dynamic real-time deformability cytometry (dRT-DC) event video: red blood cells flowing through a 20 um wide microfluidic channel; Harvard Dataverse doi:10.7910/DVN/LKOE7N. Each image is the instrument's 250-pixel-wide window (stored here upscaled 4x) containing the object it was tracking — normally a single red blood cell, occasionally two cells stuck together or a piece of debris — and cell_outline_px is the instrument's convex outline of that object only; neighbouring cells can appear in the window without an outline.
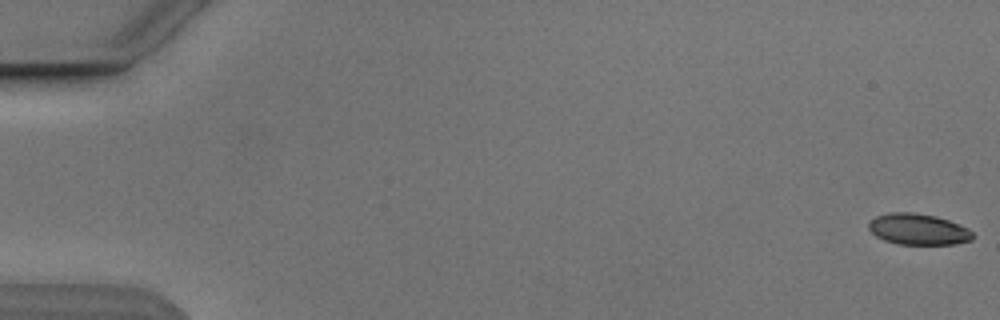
{"species": "Egyptian fruit bat (a non-hibernating species)", "species_latin": "Rousettus aegyptiacus", "temperature_condition": "cold", "stored_images_in_passage": 7, "camera_frame_rate_fps": 3000, "um_per_image_px": 0.085, "animal": {"sex": "male"}, "frame": {"image": 1, "passage_image": 1, "time_ms": 0.0, "image_size_px": [1000, 320], "cell_outline_px": [[976, 236], [972, 240], [956, 244], [896, 244], [884, 240], [876, 236], [868, 228], [868, 224], [876, 216], [888, 212], [912, 212], [936, 216], [960, 224], [968, 228]], "centroid_in_image_um": [78.07, 19.49], "position_along_channel_um": 6.9, "area_um2": 19.02}}
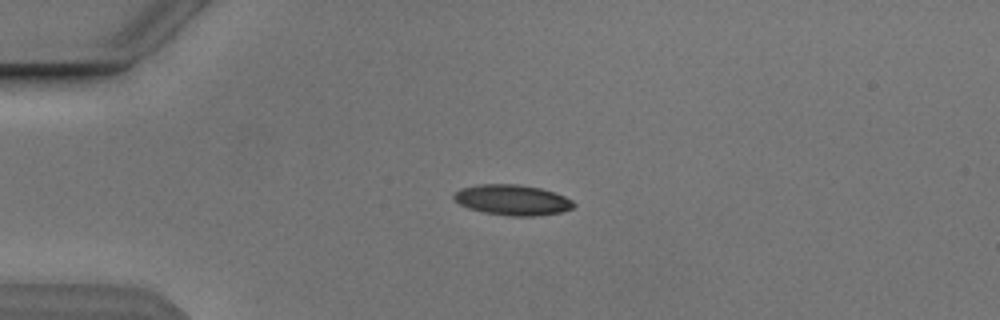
{"frame": {"image": 2, "passage_image": 4, "time_ms": 4.333, "image_size_px": [1000, 320], "cell_outline_px": [[576, 204], [572, 208], [564, 212], [536, 216], [508, 216], [484, 212], [468, 208], [460, 204], [452, 196], [460, 188], [480, 184], [520, 184], [540, 188], [564, 196], [572, 200]], "centroid_in_image_um": [43.57, 17.0], "position_along_channel_um": 41.4, "area_um2": 21.33}}
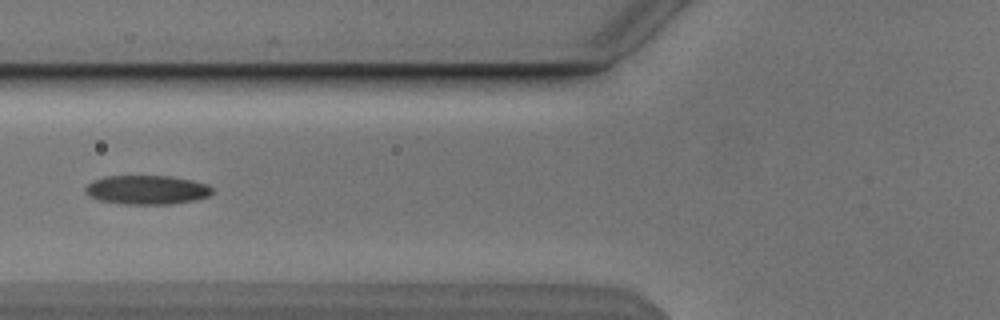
{"frame": {"image": 3, "passage_image": 6, "time_ms": 7.0, "image_size_px": [1000, 320], "cell_outline_px": [[212, 192], [208, 196], [196, 200], [172, 204], [124, 204], [100, 200], [88, 196], [84, 192], [84, 188], [92, 180], [104, 176], [172, 176], [192, 180], [208, 184], [212, 188]], "centroid_in_image_um": [12.47, 16.13], "position_along_channel_um": 113.3, "area_um2": 21.68}}